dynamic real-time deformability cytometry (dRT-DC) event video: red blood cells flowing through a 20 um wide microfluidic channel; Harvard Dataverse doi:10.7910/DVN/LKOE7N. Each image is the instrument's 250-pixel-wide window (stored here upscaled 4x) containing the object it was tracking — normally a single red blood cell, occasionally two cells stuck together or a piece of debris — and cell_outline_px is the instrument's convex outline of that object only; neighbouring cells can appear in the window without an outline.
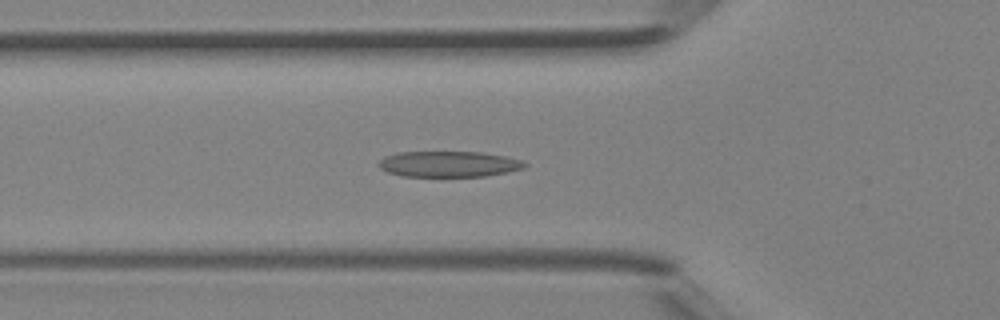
{"species": "Egyptian fruit bat (a non-hibernating species)", "species_latin": "Rousettus aegyptiacus", "temperature_condition": "room temperature", "stored_images_in_passage": 43, "camera_frame_rate_fps": 3000, "um_per_image_px": 0.085, "animal": {"sex": "female"}, "frame": {"image": 1, "passage_image": 15, "time_ms": 4.667, "image_size_px": [1000, 320], "cell_outline_px": [[528, 164], [524, 168], [484, 176], [404, 176], [388, 172], [380, 168], [376, 164], [384, 156], [396, 152], [484, 152], [524, 160]], "centroid_in_image_um": [38.13, 13.93], "position_along_channel_um": 87.7, "area_um2": 21.96}}
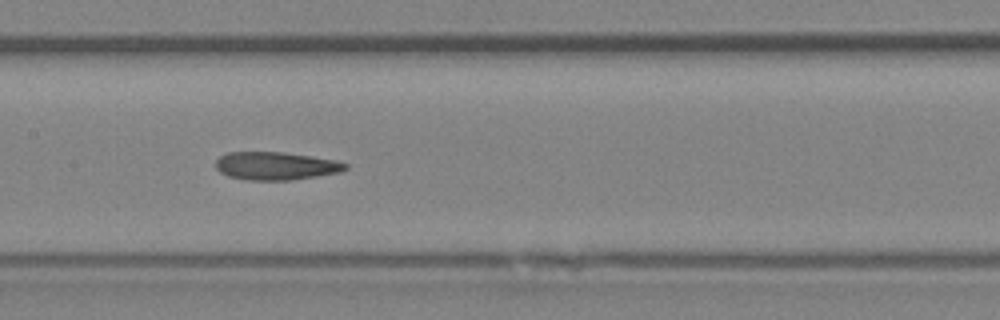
{"frame": {"image": 2, "passage_image": 21, "time_ms": 6.667, "image_size_px": [1000, 320], "cell_outline_px": [[348, 168], [340, 172], [292, 180], [248, 180], [228, 176], [220, 172], [216, 168], [216, 160], [220, 156], [228, 152], [284, 152], [336, 160], [348, 164]], "centroid_in_image_um": [23.44, 14.1], "position_along_channel_um": 184.0, "area_um2": 21.15}}
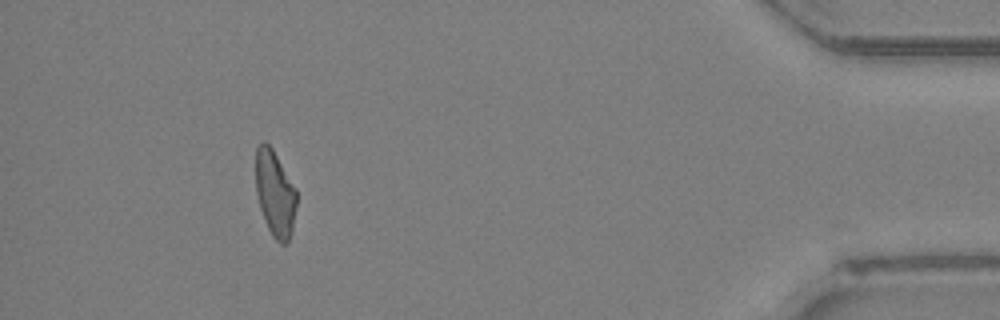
{"frame": {"image": 3, "passage_image": 39, "time_ms": 12.667, "image_size_px": [1000, 320], "cell_outline_px": [[296, 208], [292, 228], [288, 244], [280, 244], [272, 236], [268, 228], [260, 208], [256, 192], [256, 148], [260, 140], [264, 140], [272, 148], [296, 188]], "centroid_in_image_um": [23.37, 16.43], "position_along_channel_um": 411.8, "area_um2": 20.52}}